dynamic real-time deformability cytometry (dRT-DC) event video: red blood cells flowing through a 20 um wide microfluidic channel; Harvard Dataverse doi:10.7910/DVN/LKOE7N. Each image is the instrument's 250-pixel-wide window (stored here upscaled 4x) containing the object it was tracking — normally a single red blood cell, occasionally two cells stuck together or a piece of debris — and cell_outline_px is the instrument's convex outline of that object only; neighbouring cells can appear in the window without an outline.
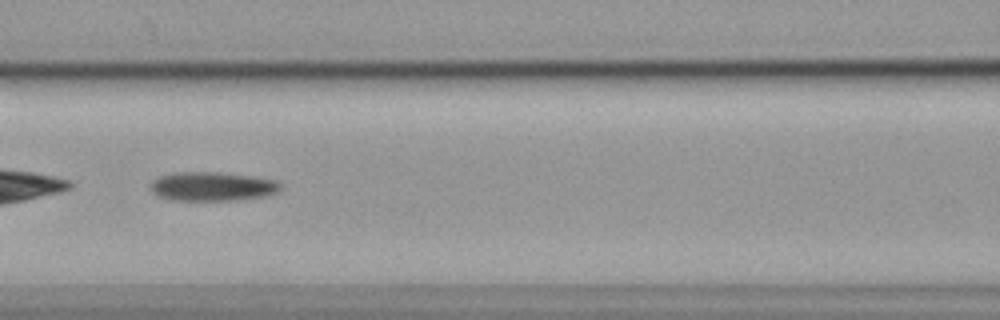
{"species": "common noctule bat (a hibernating species)", "species_latin": "Nyctalus noctula", "temperature_condition": "cold", "stored_images_in_passage": 39, "camera_frame_rate_fps": 3000, "um_per_image_px": 0.085, "animal": {"sex": "female", "body_mass_g": 19.9}, "frame": {"image": 1, "passage_image": 7, "time_ms": 2.0, "image_size_px": [1000, 320], "cell_outline_px": [[280, 188], [276, 192], [268, 196], [236, 200], [176, 200], [160, 196], [152, 192], [152, 180], [160, 176], [176, 172], [216, 172], [252, 176], [276, 180], [280, 184]], "centroid_in_image_um": [18.08, 15.84], "position_along_channel_um": 148.5, "area_um2": 21.79}}
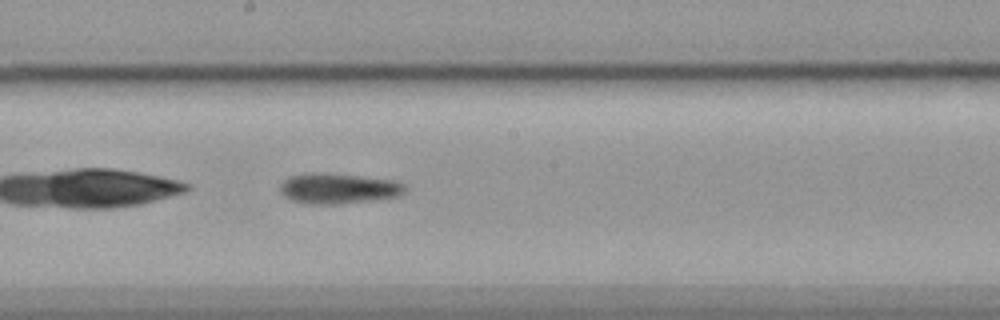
{"frame": {"image": 2, "passage_image": 13, "time_ms": 4.0, "image_size_px": [1000, 320], "cell_outline_px": [[408, 188], [400, 196], [336, 204], [304, 204], [292, 200], [284, 196], [280, 192], [280, 184], [284, 180], [292, 176], [312, 172], [316, 172], [356, 176], [392, 180], [404, 184]], "centroid_in_image_um": [28.73, 16.03], "position_along_channel_um": 219.5, "area_um2": 21.91}}
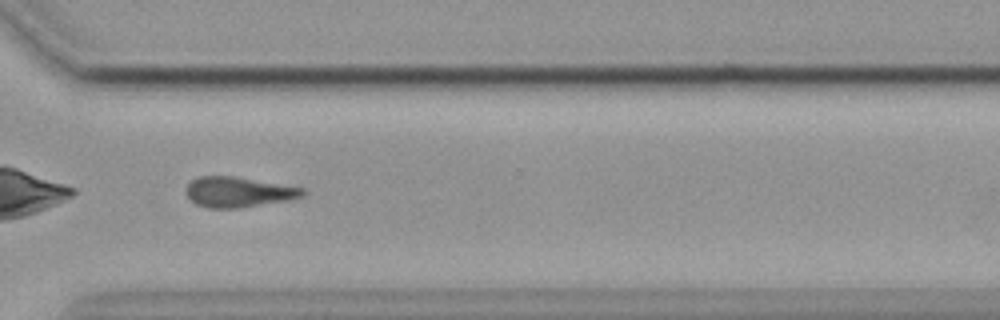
{"frame": {"image": 3, "passage_image": 24, "time_ms": 7.667, "image_size_px": [1000, 320], "cell_outline_px": [[308, 192], [304, 196], [288, 200], [240, 208], [208, 208], [196, 204], [188, 196], [184, 188], [192, 180], [200, 176], [236, 176], [304, 188]], "centroid_in_image_um": [20.28, 16.32], "position_along_channel_um": 350.3, "area_um2": 20.69}}